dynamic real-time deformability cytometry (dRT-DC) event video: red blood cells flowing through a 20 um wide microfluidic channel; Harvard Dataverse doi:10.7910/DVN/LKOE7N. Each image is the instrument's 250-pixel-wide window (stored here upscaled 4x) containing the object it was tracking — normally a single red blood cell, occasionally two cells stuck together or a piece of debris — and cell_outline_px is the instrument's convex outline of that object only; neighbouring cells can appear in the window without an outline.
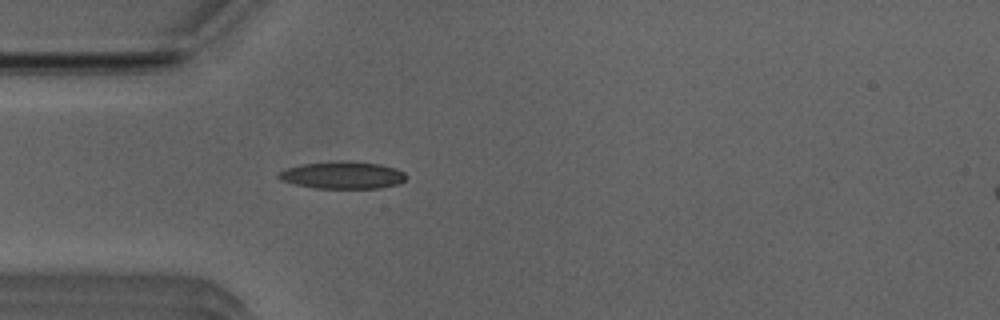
{"species": "Egyptian fruit bat (a non-hibernating species)", "species_latin": "Rousettus aegyptiacus", "temperature_condition": "room temperature", "stored_images_in_passage": 38, "camera_frame_rate_fps": 3000, "um_per_image_px": 0.085, "animal": {"sex": "male"}, "frame": {"image": 1, "passage_image": 5, "time_ms": 1.333, "image_size_px": [1000, 320], "cell_outline_px": [[408, 176], [404, 180], [396, 184], [380, 188], [316, 188], [296, 184], [280, 180], [276, 176], [280, 172], [288, 168], [300, 164], [336, 160], [344, 160], [380, 164], [396, 168], [404, 172]], "centroid_in_image_um": [29.12, 14.87], "position_along_channel_um": 55.9, "area_um2": 20.35}}
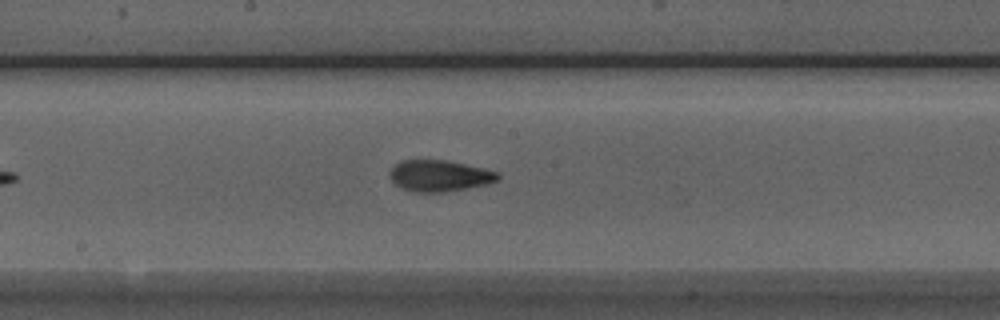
{"frame": {"image": 2, "passage_image": 17, "time_ms": 5.333, "image_size_px": [1000, 320], "cell_outline_px": [[500, 180], [488, 184], [444, 192], [412, 192], [400, 188], [388, 176], [388, 172], [392, 164], [400, 160], [444, 160], [464, 164], [500, 172]], "centroid_in_image_um": [37.31, 14.94], "position_along_channel_um": 210.9, "area_um2": 20.0}}
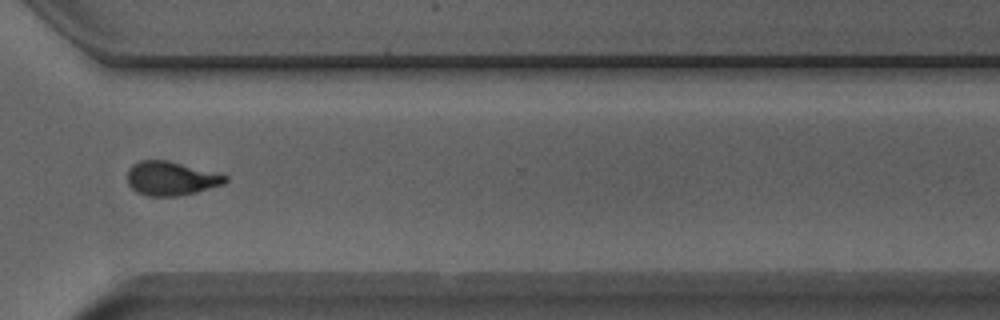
{"frame": {"image": 3, "passage_image": 28, "time_ms": 9.0, "image_size_px": [1000, 320], "cell_outline_px": [[228, 180], [224, 184], [196, 192], [176, 196], [148, 196], [136, 192], [128, 184], [128, 168], [132, 164], [140, 160], [168, 160], [228, 176]], "centroid_in_image_um": [14.51, 15.16], "position_along_channel_um": 356.1, "area_um2": 19.31}, "authors_computed_cell_mechanics": {"area_um2": 19.4497, "velocity_mm_per_s": 3.9647, "shape_relaxation_time_tau1_ms": 4.0005, "shape_relaxation_time_tau2_ms": 1.9919, "deformation_change_tau1": 0.139, "deformation_change_tau2": 0.0896}}